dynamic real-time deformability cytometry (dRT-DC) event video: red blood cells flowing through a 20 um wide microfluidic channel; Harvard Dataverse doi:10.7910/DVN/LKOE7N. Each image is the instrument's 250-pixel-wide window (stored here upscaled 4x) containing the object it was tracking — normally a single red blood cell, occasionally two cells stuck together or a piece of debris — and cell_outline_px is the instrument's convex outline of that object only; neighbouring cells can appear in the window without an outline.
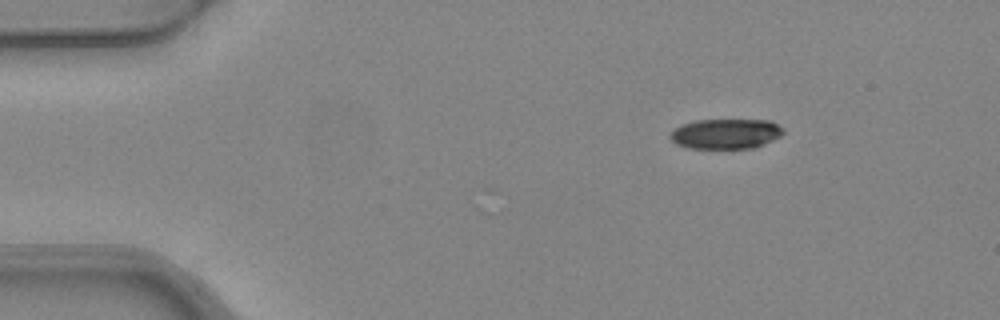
{"species": "common noctule bat (a hibernating species)", "species_latin": "Nyctalus noctula", "temperature_condition": "warm", "stored_images_in_passage": 2, "camera_frame_rate_fps": 3000, "um_per_image_px": 0.085, "animal": {"sex": "female", "body_mass_g": 24.6, "forearm_length_mm": 56.2}, "frame": {"image": 1, "passage_image": 1, "time_ms": 0.0, "image_size_px": [1000, 320], "cell_outline_px": [[784, 132], [780, 136], [772, 140], [752, 148], [688, 148], [676, 144], [668, 136], [676, 128], [684, 124], [696, 120], [772, 120], [784, 128]], "centroid_in_image_um": [61.71, 11.36], "position_along_channel_um": 23.3, "area_um2": 19.71}}